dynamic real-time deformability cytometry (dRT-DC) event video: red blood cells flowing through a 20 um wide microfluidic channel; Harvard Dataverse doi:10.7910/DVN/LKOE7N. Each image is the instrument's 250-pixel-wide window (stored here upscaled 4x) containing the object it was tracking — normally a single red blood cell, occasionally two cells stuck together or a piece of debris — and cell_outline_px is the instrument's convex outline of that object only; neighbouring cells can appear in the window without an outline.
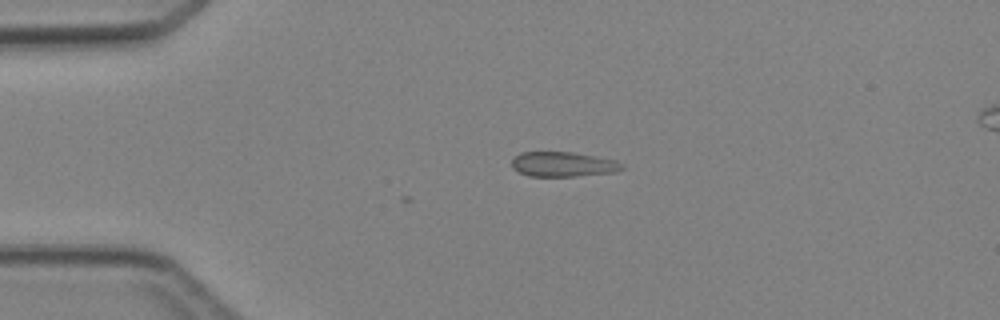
{"species": "Egyptian fruit bat (a non-hibernating species)", "species_latin": "Rousettus aegyptiacus", "temperature_condition": "cold", "stored_images_in_passage": 5, "camera_frame_rate_fps": 3000, "um_per_image_px": 0.085, "animal": {"sex": "female"}, "frame": {"image": 1, "passage_image": 3, "time_ms": 2.333, "image_size_px": [1000, 320], "cell_outline_px": [[624, 168], [616, 172], [576, 176], [528, 176], [512, 168], [512, 160], [520, 152], [572, 152], [616, 160], [624, 164]], "centroid_in_image_um": [47.88, 13.96], "position_along_channel_um": 37.1, "area_um2": 15.95}}
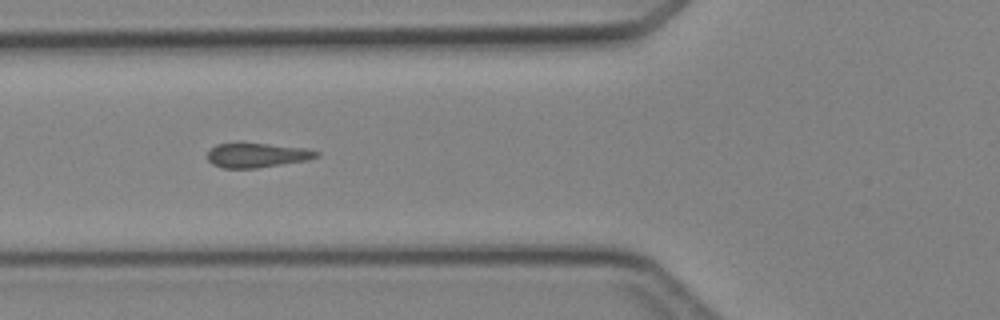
{"frame": {"image": 2, "passage_image": 5, "time_ms": 4.667, "image_size_px": [1000, 320], "cell_outline_px": [[320, 156], [308, 160], [256, 168], [224, 168], [212, 164], [208, 160], [208, 152], [216, 144], [240, 140], [308, 148], [320, 152]], "centroid_in_image_um": [21.85, 13.14], "position_along_channel_um": 104.0, "area_um2": 16.3}}